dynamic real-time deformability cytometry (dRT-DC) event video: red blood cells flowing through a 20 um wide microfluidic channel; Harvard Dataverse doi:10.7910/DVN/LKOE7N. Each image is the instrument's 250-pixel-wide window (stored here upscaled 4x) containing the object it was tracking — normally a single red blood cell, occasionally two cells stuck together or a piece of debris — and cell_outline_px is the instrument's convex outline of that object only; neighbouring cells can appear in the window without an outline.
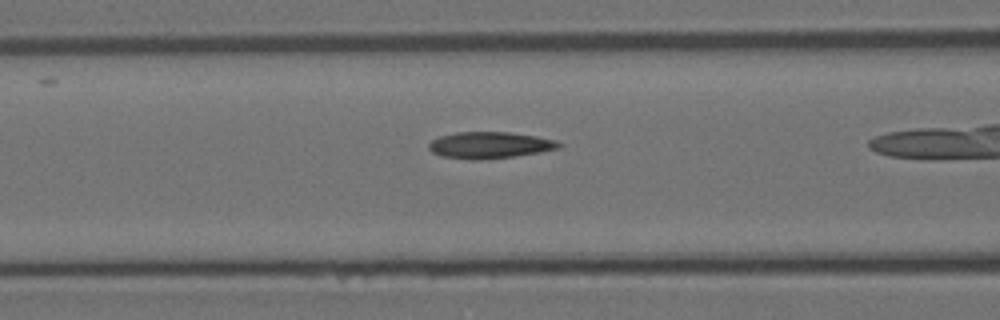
{"species": "Egyptian fruit bat (a non-hibernating species)", "species_latin": "Rousettus aegyptiacus", "temperature_condition": "room temperature", "stored_images_in_passage": 34, "camera_frame_rate_fps": 3000, "um_per_image_px": 0.085, "animal": {"sex": "female"}, "frame": {"image": 1, "passage_image": 12, "time_ms": 3.667, "image_size_px": [1000, 320], "cell_outline_px": [[564, 144], [560, 148], [540, 152], [512, 156], [480, 160], [472, 160], [440, 156], [432, 152], [428, 148], [428, 144], [432, 140], [440, 136], [456, 132], [512, 132], [536, 136], [556, 140]], "centroid_in_image_um": [41.63, 12.33], "position_along_channel_um": 125.0, "area_um2": 20.23}}
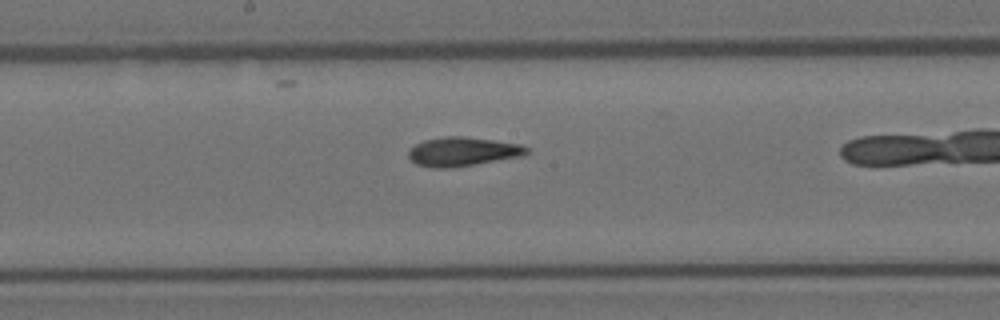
{"frame": {"image": 2, "passage_image": 19, "time_ms": 6.0, "image_size_px": [1000, 320], "cell_outline_px": [[528, 152], [524, 156], [452, 168], [432, 168], [416, 164], [408, 156], [408, 152], [416, 144], [424, 140], [448, 136], [464, 136], [520, 144], [528, 148]], "centroid_in_image_um": [39.33, 12.9], "position_along_channel_um": 208.9, "area_um2": 19.94}}
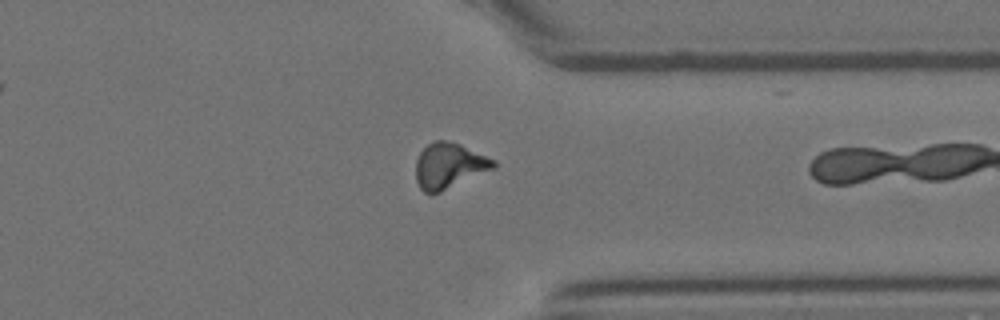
{"frame": {"image": 3, "passage_image": 33, "time_ms": 10.667, "image_size_px": [1000, 320], "cell_outline_px": [[496, 168], [432, 196], [424, 192], [420, 188], [416, 180], [416, 160], [420, 152], [428, 144], [436, 140], [444, 140], [460, 144], [496, 160]], "centroid_in_image_um": [38.18, 14.11], "position_along_channel_um": 373.2, "area_um2": 20.87}}